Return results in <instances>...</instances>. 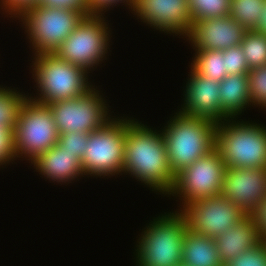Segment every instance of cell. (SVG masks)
Returning <instances> with one entry per match:
<instances>
[{
    "label": "cell",
    "instance_id": "3957f363",
    "mask_svg": "<svg viewBox=\"0 0 266 266\" xmlns=\"http://www.w3.org/2000/svg\"><path fill=\"white\" fill-rule=\"evenodd\" d=\"M187 229L185 215L180 210L153 219L138 239L136 266L180 265Z\"/></svg>",
    "mask_w": 266,
    "mask_h": 266
},
{
    "label": "cell",
    "instance_id": "ba28073f",
    "mask_svg": "<svg viewBox=\"0 0 266 266\" xmlns=\"http://www.w3.org/2000/svg\"><path fill=\"white\" fill-rule=\"evenodd\" d=\"M126 118H114L106 126L89 133L81 159L84 175L114 176L123 172Z\"/></svg>",
    "mask_w": 266,
    "mask_h": 266
},
{
    "label": "cell",
    "instance_id": "4316f807",
    "mask_svg": "<svg viewBox=\"0 0 266 266\" xmlns=\"http://www.w3.org/2000/svg\"><path fill=\"white\" fill-rule=\"evenodd\" d=\"M89 139V133L82 132H67L59 134L58 145L63 150H67L72 155H76L80 160L86 151V146Z\"/></svg>",
    "mask_w": 266,
    "mask_h": 266
},
{
    "label": "cell",
    "instance_id": "484cf974",
    "mask_svg": "<svg viewBox=\"0 0 266 266\" xmlns=\"http://www.w3.org/2000/svg\"><path fill=\"white\" fill-rule=\"evenodd\" d=\"M247 76L252 106L266 108V64L250 69Z\"/></svg>",
    "mask_w": 266,
    "mask_h": 266
},
{
    "label": "cell",
    "instance_id": "7c38bea8",
    "mask_svg": "<svg viewBox=\"0 0 266 266\" xmlns=\"http://www.w3.org/2000/svg\"><path fill=\"white\" fill-rule=\"evenodd\" d=\"M180 211L190 231L215 238L232 228L246 214L222 195L191 202Z\"/></svg>",
    "mask_w": 266,
    "mask_h": 266
},
{
    "label": "cell",
    "instance_id": "e0dca14e",
    "mask_svg": "<svg viewBox=\"0 0 266 266\" xmlns=\"http://www.w3.org/2000/svg\"><path fill=\"white\" fill-rule=\"evenodd\" d=\"M31 164L39 174L57 183H71V180L84 175L81 160L58 144L39 154Z\"/></svg>",
    "mask_w": 266,
    "mask_h": 266
},
{
    "label": "cell",
    "instance_id": "8fae6325",
    "mask_svg": "<svg viewBox=\"0 0 266 266\" xmlns=\"http://www.w3.org/2000/svg\"><path fill=\"white\" fill-rule=\"evenodd\" d=\"M99 92L93 86L78 98L48 103L59 134L74 131L90 133L114 119L110 117L109 107Z\"/></svg>",
    "mask_w": 266,
    "mask_h": 266
},
{
    "label": "cell",
    "instance_id": "ffe728a7",
    "mask_svg": "<svg viewBox=\"0 0 266 266\" xmlns=\"http://www.w3.org/2000/svg\"><path fill=\"white\" fill-rule=\"evenodd\" d=\"M222 110L230 117L241 115L243 109L251 106L247 74H230L219 82Z\"/></svg>",
    "mask_w": 266,
    "mask_h": 266
},
{
    "label": "cell",
    "instance_id": "f546056e",
    "mask_svg": "<svg viewBox=\"0 0 266 266\" xmlns=\"http://www.w3.org/2000/svg\"><path fill=\"white\" fill-rule=\"evenodd\" d=\"M15 160L13 130L0 126V166Z\"/></svg>",
    "mask_w": 266,
    "mask_h": 266
},
{
    "label": "cell",
    "instance_id": "2e32d148",
    "mask_svg": "<svg viewBox=\"0 0 266 266\" xmlns=\"http://www.w3.org/2000/svg\"><path fill=\"white\" fill-rule=\"evenodd\" d=\"M246 31L228 15L194 21L187 39L195 50L224 51L240 45Z\"/></svg>",
    "mask_w": 266,
    "mask_h": 266
},
{
    "label": "cell",
    "instance_id": "9c48e42d",
    "mask_svg": "<svg viewBox=\"0 0 266 266\" xmlns=\"http://www.w3.org/2000/svg\"><path fill=\"white\" fill-rule=\"evenodd\" d=\"M103 15H88L54 52L86 72L99 65L109 49L110 30Z\"/></svg>",
    "mask_w": 266,
    "mask_h": 266
},
{
    "label": "cell",
    "instance_id": "52a82bcc",
    "mask_svg": "<svg viewBox=\"0 0 266 266\" xmlns=\"http://www.w3.org/2000/svg\"><path fill=\"white\" fill-rule=\"evenodd\" d=\"M59 132L48 104L30 99L23 102L13 131L15 158L33 161L58 143Z\"/></svg>",
    "mask_w": 266,
    "mask_h": 266
},
{
    "label": "cell",
    "instance_id": "5b68a950",
    "mask_svg": "<svg viewBox=\"0 0 266 266\" xmlns=\"http://www.w3.org/2000/svg\"><path fill=\"white\" fill-rule=\"evenodd\" d=\"M33 79L39 96L30 99L42 104L70 100L84 95L93 86L88 73L80 66L59 58L55 53H42L33 57Z\"/></svg>",
    "mask_w": 266,
    "mask_h": 266
},
{
    "label": "cell",
    "instance_id": "30bf717a",
    "mask_svg": "<svg viewBox=\"0 0 266 266\" xmlns=\"http://www.w3.org/2000/svg\"><path fill=\"white\" fill-rule=\"evenodd\" d=\"M227 166L214 148L175 175L168 195L178 196L183 208L191 202L221 195Z\"/></svg>",
    "mask_w": 266,
    "mask_h": 266
},
{
    "label": "cell",
    "instance_id": "cb8c5ba5",
    "mask_svg": "<svg viewBox=\"0 0 266 266\" xmlns=\"http://www.w3.org/2000/svg\"><path fill=\"white\" fill-rule=\"evenodd\" d=\"M240 45L249 69L266 64V35L255 30H247Z\"/></svg>",
    "mask_w": 266,
    "mask_h": 266
},
{
    "label": "cell",
    "instance_id": "9a60e30c",
    "mask_svg": "<svg viewBox=\"0 0 266 266\" xmlns=\"http://www.w3.org/2000/svg\"><path fill=\"white\" fill-rule=\"evenodd\" d=\"M184 91V103L180 113L203 117L218 123L230 117L222 110L219 82L198 74L192 67Z\"/></svg>",
    "mask_w": 266,
    "mask_h": 266
},
{
    "label": "cell",
    "instance_id": "4fadbf2b",
    "mask_svg": "<svg viewBox=\"0 0 266 266\" xmlns=\"http://www.w3.org/2000/svg\"><path fill=\"white\" fill-rule=\"evenodd\" d=\"M131 10L138 19L167 34L186 38L193 25L188 0H135Z\"/></svg>",
    "mask_w": 266,
    "mask_h": 266
},
{
    "label": "cell",
    "instance_id": "ac0fdd59",
    "mask_svg": "<svg viewBox=\"0 0 266 266\" xmlns=\"http://www.w3.org/2000/svg\"><path fill=\"white\" fill-rule=\"evenodd\" d=\"M214 240L224 266L261 241L257 227L249 215Z\"/></svg>",
    "mask_w": 266,
    "mask_h": 266
},
{
    "label": "cell",
    "instance_id": "4dcf8cb0",
    "mask_svg": "<svg viewBox=\"0 0 266 266\" xmlns=\"http://www.w3.org/2000/svg\"><path fill=\"white\" fill-rule=\"evenodd\" d=\"M37 5L42 7L78 10L85 16L90 15L88 0H39Z\"/></svg>",
    "mask_w": 266,
    "mask_h": 266
},
{
    "label": "cell",
    "instance_id": "d6a6232c",
    "mask_svg": "<svg viewBox=\"0 0 266 266\" xmlns=\"http://www.w3.org/2000/svg\"><path fill=\"white\" fill-rule=\"evenodd\" d=\"M39 0H1L0 4L3 6L5 12L9 13L11 17H18L25 9L37 5Z\"/></svg>",
    "mask_w": 266,
    "mask_h": 266
},
{
    "label": "cell",
    "instance_id": "7a4b0ae2",
    "mask_svg": "<svg viewBox=\"0 0 266 266\" xmlns=\"http://www.w3.org/2000/svg\"><path fill=\"white\" fill-rule=\"evenodd\" d=\"M216 126L211 119L179 111L170 118L162 133L174 175L214 149Z\"/></svg>",
    "mask_w": 266,
    "mask_h": 266
},
{
    "label": "cell",
    "instance_id": "d4e9b609",
    "mask_svg": "<svg viewBox=\"0 0 266 266\" xmlns=\"http://www.w3.org/2000/svg\"><path fill=\"white\" fill-rule=\"evenodd\" d=\"M192 22L228 16L231 0H188Z\"/></svg>",
    "mask_w": 266,
    "mask_h": 266
},
{
    "label": "cell",
    "instance_id": "44dd1931",
    "mask_svg": "<svg viewBox=\"0 0 266 266\" xmlns=\"http://www.w3.org/2000/svg\"><path fill=\"white\" fill-rule=\"evenodd\" d=\"M195 52L191 67L198 74L218 82L227 76L223 51L206 49L195 50Z\"/></svg>",
    "mask_w": 266,
    "mask_h": 266
},
{
    "label": "cell",
    "instance_id": "1f68e13d",
    "mask_svg": "<svg viewBox=\"0 0 266 266\" xmlns=\"http://www.w3.org/2000/svg\"><path fill=\"white\" fill-rule=\"evenodd\" d=\"M258 230L260 240L266 243V197L249 214Z\"/></svg>",
    "mask_w": 266,
    "mask_h": 266
},
{
    "label": "cell",
    "instance_id": "8992f818",
    "mask_svg": "<svg viewBox=\"0 0 266 266\" xmlns=\"http://www.w3.org/2000/svg\"><path fill=\"white\" fill-rule=\"evenodd\" d=\"M85 15L78 10L31 6L17 18L25 25L34 55L54 53Z\"/></svg>",
    "mask_w": 266,
    "mask_h": 266
},
{
    "label": "cell",
    "instance_id": "e575fe53",
    "mask_svg": "<svg viewBox=\"0 0 266 266\" xmlns=\"http://www.w3.org/2000/svg\"><path fill=\"white\" fill-rule=\"evenodd\" d=\"M254 30L266 35V1L264 7L262 8V13H260V21Z\"/></svg>",
    "mask_w": 266,
    "mask_h": 266
},
{
    "label": "cell",
    "instance_id": "5bb4252c",
    "mask_svg": "<svg viewBox=\"0 0 266 266\" xmlns=\"http://www.w3.org/2000/svg\"><path fill=\"white\" fill-rule=\"evenodd\" d=\"M221 195L249 215L266 197V168H227Z\"/></svg>",
    "mask_w": 266,
    "mask_h": 266
},
{
    "label": "cell",
    "instance_id": "603a6c76",
    "mask_svg": "<svg viewBox=\"0 0 266 266\" xmlns=\"http://www.w3.org/2000/svg\"><path fill=\"white\" fill-rule=\"evenodd\" d=\"M28 95L0 85V126L14 131L20 108Z\"/></svg>",
    "mask_w": 266,
    "mask_h": 266
},
{
    "label": "cell",
    "instance_id": "7402d4cb",
    "mask_svg": "<svg viewBox=\"0 0 266 266\" xmlns=\"http://www.w3.org/2000/svg\"><path fill=\"white\" fill-rule=\"evenodd\" d=\"M266 0H231L229 16L246 30H254Z\"/></svg>",
    "mask_w": 266,
    "mask_h": 266
},
{
    "label": "cell",
    "instance_id": "6da1fadb",
    "mask_svg": "<svg viewBox=\"0 0 266 266\" xmlns=\"http://www.w3.org/2000/svg\"><path fill=\"white\" fill-rule=\"evenodd\" d=\"M135 120L126 117L123 173L167 195L173 189L175 175L168 163L163 133Z\"/></svg>",
    "mask_w": 266,
    "mask_h": 266
},
{
    "label": "cell",
    "instance_id": "277c9868",
    "mask_svg": "<svg viewBox=\"0 0 266 266\" xmlns=\"http://www.w3.org/2000/svg\"><path fill=\"white\" fill-rule=\"evenodd\" d=\"M233 119L218 122L215 132L214 148L227 168H266V126Z\"/></svg>",
    "mask_w": 266,
    "mask_h": 266
},
{
    "label": "cell",
    "instance_id": "d6986e66",
    "mask_svg": "<svg viewBox=\"0 0 266 266\" xmlns=\"http://www.w3.org/2000/svg\"><path fill=\"white\" fill-rule=\"evenodd\" d=\"M182 264L186 266H224L214 238L187 229L182 248Z\"/></svg>",
    "mask_w": 266,
    "mask_h": 266
},
{
    "label": "cell",
    "instance_id": "83f0119b",
    "mask_svg": "<svg viewBox=\"0 0 266 266\" xmlns=\"http://www.w3.org/2000/svg\"><path fill=\"white\" fill-rule=\"evenodd\" d=\"M223 59H225V71L227 75L248 74L250 69L241 45L232 46L224 50Z\"/></svg>",
    "mask_w": 266,
    "mask_h": 266
},
{
    "label": "cell",
    "instance_id": "f1b7e54d",
    "mask_svg": "<svg viewBox=\"0 0 266 266\" xmlns=\"http://www.w3.org/2000/svg\"><path fill=\"white\" fill-rule=\"evenodd\" d=\"M225 266H266V243L261 240Z\"/></svg>",
    "mask_w": 266,
    "mask_h": 266
},
{
    "label": "cell",
    "instance_id": "836d02e7",
    "mask_svg": "<svg viewBox=\"0 0 266 266\" xmlns=\"http://www.w3.org/2000/svg\"><path fill=\"white\" fill-rule=\"evenodd\" d=\"M127 3L129 9L133 7L135 0H88L90 15H103L114 4ZM106 10V11H105ZM104 12V13H103Z\"/></svg>",
    "mask_w": 266,
    "mask_h": 266
}]
</instances>
